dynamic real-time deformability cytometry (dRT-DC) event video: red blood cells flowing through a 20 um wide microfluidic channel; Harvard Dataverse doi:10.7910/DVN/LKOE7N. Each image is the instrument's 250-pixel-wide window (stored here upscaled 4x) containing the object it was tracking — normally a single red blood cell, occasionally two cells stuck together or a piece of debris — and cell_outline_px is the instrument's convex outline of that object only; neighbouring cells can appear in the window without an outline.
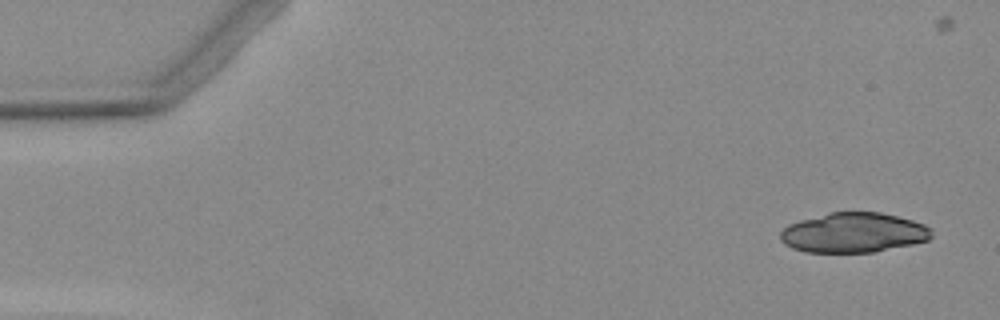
{"species": "Egyptian fruit bat (a non-hibernating species)", "species_latin": "Rousettus aegyptiacus", "temperature_condition": "warm", "stored_images_in_passage": 5, "camera_frame_rate_fps": 3000, "um_per_image_px": 0.085, "animal": {"sex": "female"}, "frame": {"image": 1, "passage_image": 1, "time_ms": 0.0, "image_size_px": [1000, 320], "cell_outline_px": [[932, 236], [928, 240], [912, 244], [872, 252], [804, 252], [792, 248], [784, 244], [780, 240], [780, 232], [788, 224], [800, 220], [828, 212], [880, 212], [912, 220], [924, 224], [932, 228]], "centroid_in_image_um": [72.53, 19.77], "position_along_channel_um": 12.5, "area_um2": 35.2}}
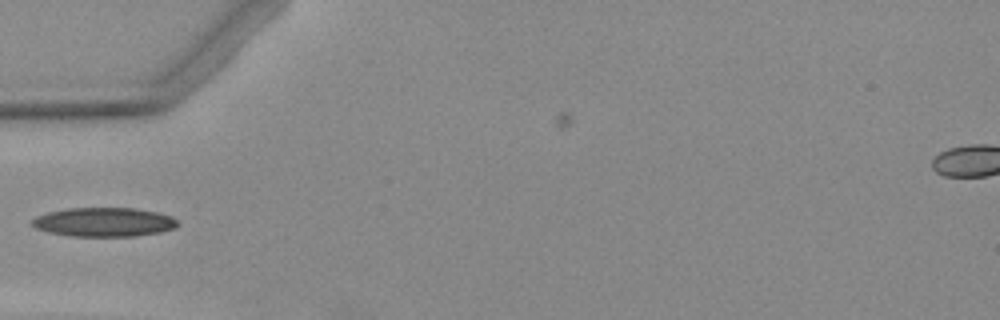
{"frame": {"image": 2, "passage_image": 5, "time_ms": 5.0, "image_size_px": [1000, 320], "cell_outline_px": [[180, 224], [176, 228], [160, 232], [136, 236], [72, 236], [48, 232], [36, 228], [32, 224], [32, 220], [36, 216], [48, 212], [68, 208], [136, 208], [156, 212], [172, 216]], "centroid_in_image_um": [8.87, 18.87], "position_along_channel_um": 76.1, "area_um2": 24.68}}